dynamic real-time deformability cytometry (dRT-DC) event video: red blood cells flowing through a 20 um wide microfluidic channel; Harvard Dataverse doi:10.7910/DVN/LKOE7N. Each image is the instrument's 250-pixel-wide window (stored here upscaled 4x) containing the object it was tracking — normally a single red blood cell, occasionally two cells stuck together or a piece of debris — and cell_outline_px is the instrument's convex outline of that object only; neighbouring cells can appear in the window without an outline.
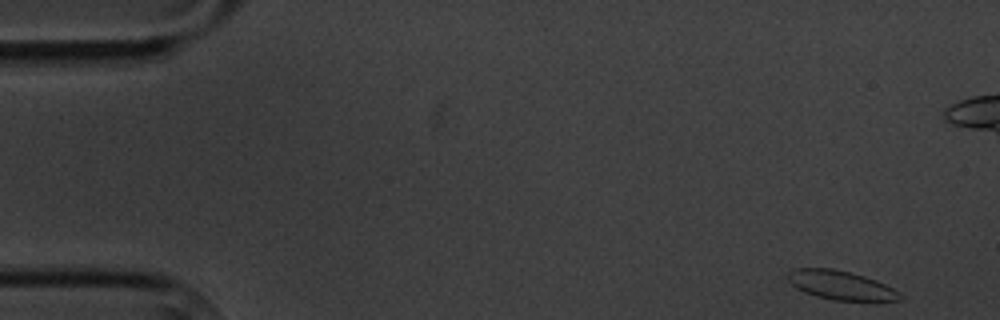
{"species": "common noctule bat (a hibernating species)", "species_latin": "Nyctalus noctula", "temperature_condition": "cold", "stored_images_in_passage": 7, "camera_frame_rate_fps": 3000, "um_per_image_px": 0.085, "animal": {"sex": "male", "body_mass_g": 20.1, "forearm_length_mm": 53.5}, "frame": {"image": 1, "passage_image": 1, "time_ms": 0.0, "image_size_px": [1000, 320], "cell_outline_px": [[904, 300], [832, 300], [816, 296], [804, 292], [796, 288], [788, 280], [788, 272], [796, 268], [832, 268], [864, 276], [876, 280], [900, 292], [904, 296]], "centroid_in_image_um": [71.47, 24.24], "position_along_channel_um": 13.5, "area_um2": 18.79}}
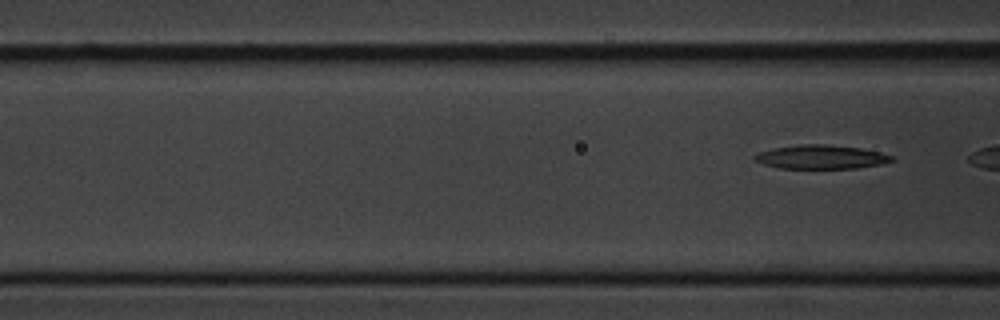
{"frame": {"image": 2, "passage_image": 7, "time_ms": 8.0, "image_size_px": [1000, 320], "cell_outline_px": [[896, 160], [880, 164], [856, 168], [780, 168], [764, 164], [752, 160], [752, 156], [760, 152], [772, 148], [800, 144], [824, 144], [860, 148], [880, 152], [892, 156]], "centroid_in_image_um": [69.76, 13.34], "position_along_channel_um": 96.8, "area_um2": 19.02}}